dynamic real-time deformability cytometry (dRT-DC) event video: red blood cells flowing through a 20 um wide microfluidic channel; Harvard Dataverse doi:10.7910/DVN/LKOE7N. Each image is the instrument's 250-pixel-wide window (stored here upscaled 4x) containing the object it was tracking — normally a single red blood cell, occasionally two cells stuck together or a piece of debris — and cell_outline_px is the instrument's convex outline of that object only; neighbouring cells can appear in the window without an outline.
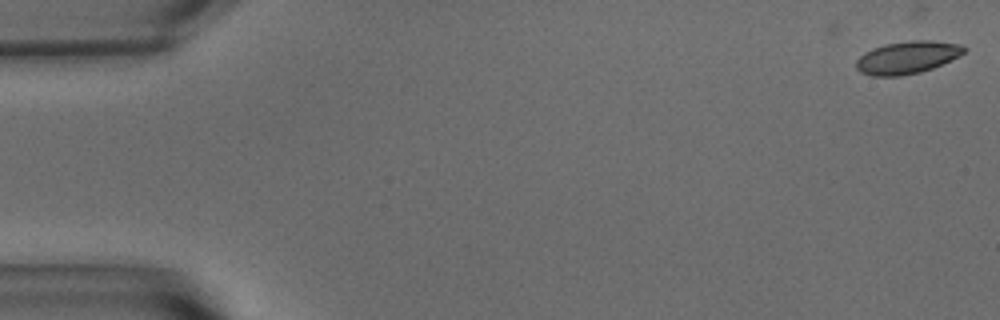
{"species": "common noctule bat (a hibernating species)", "species_latin": "Nyctalus noctula", "temperature_condition": "warm", "stored_images_in_passage": 2, "camera_frame_rate_fps": 3000, "um_per_image_px": 0.085, "animal": {"sex": "male", "body_mass_g": 15.6}, "frame": {"image": 1, "passage_image": 2, "time_ms": 0.333, "image_size_px": [1000, 320], "cell_outline_px": [[968, 48], [960, 56], [932, 68], [920, 72], [900, 76], [872, 76], [860, 72], [856, 68], [856, 60], [864, 52], [872, 48], [884, 44], [908, 40], [932, 40], [964, 44]], "centroid_in_image_um": [77.13, 4.87], "position_along_channel_um": 7.9, "area_um2": 20.75}}